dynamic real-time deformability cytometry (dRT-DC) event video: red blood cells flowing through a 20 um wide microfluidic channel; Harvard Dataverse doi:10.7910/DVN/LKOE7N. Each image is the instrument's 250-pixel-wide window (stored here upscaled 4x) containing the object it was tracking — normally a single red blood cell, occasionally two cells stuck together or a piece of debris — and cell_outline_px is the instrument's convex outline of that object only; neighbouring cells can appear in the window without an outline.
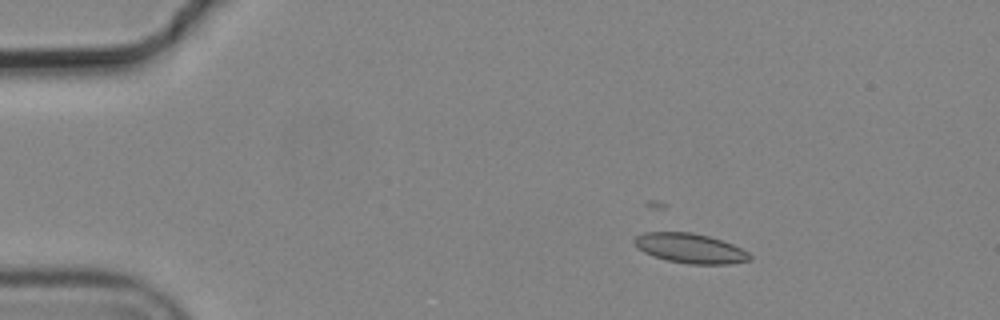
{"species": "common noctule bat (a hibernating species)", "species_latin": "Nyctalus noctula", "temperature_condition": "cold", "stored_images_in_passage": 7, "segment_of_instrument_passage": [1, 2], "camera_frame_rate_fps": 3000, "um_per_image_px": 0.085, "animal": {"sex": "male", "body_mass_g": 19.2, "forearm_length_mm": 51.8}, "frame": {"image": 1, "passage_image": 4, "time_ms": 1.0, "image_size_px": [1000, 320], "cell_outline_px": [[752, 260], [728, 264], [688, 264], [668, 260], [652, 256], [636, 248], [632, 240], [636, 236], [644, 232], [692, 232], [708, 236], [732, 244], [748, 252], [752, 256]], "centroid_in_image_um": [58.64, 21.11], "position_along_channel_um": 26.4, "area_um2": 20.06}}